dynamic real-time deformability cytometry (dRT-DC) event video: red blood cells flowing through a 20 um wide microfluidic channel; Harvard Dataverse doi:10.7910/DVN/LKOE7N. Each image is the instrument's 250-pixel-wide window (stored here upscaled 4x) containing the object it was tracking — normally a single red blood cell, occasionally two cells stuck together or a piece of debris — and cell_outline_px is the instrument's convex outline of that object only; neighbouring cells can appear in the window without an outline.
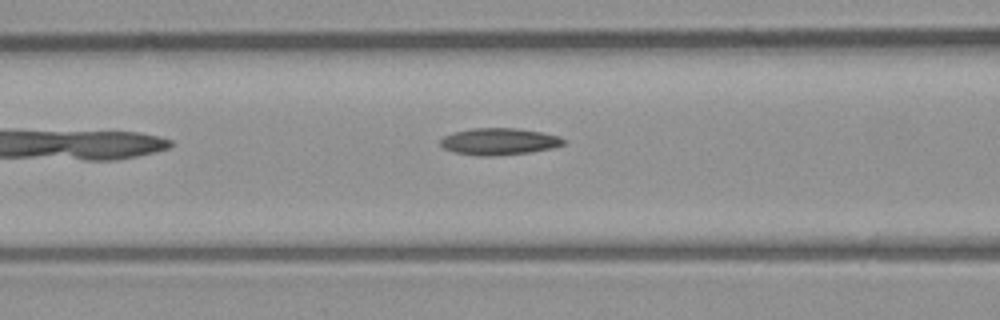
{"species": "common noctule bat (a hibernating species)", "species_latin": "Nyctalus noctula", "temperature_condition": "room temperature", "stored_images_in_passage": 6, "camera_frame_rate_fps": 3000, "um_per_image_px": 0.085, "animal": {"sex": "male", "body_mass_g": 23.1, "forearm_length_mm": 52.7}, "frame": {"image": 1, "passage_image": 6, "time_ms": 6.667, "image_size_px": [1000, 320], "cell_outline_px": [[564, 144], [552, 148], [528, 152], [492, 156], [480, 156], [452, 152], [444, 148], [440, 144], [440, 140], [444, 136], [456, 132], [472, 128], [516, 128], [540, 132], [560, 136], [564, 140]], "centroid_in_image_um": [42.4, 12.03], "position_along_channel_um": 124.2, "area_um2": 19.07}}